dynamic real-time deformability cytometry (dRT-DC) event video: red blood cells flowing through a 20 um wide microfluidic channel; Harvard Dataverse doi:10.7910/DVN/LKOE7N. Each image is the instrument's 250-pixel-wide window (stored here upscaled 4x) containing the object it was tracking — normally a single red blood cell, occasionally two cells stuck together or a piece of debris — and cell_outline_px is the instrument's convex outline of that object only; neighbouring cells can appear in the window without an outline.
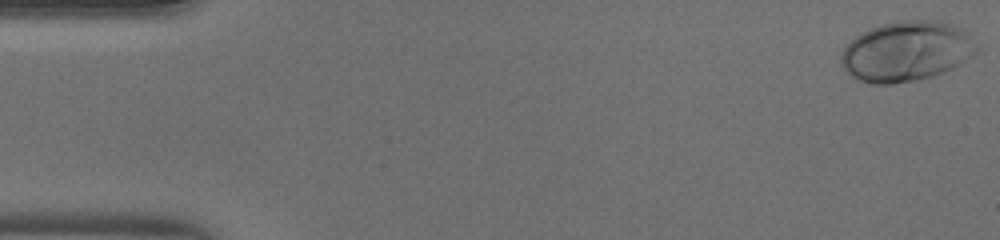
{"species": "human", "species_latin": "Homo sapiens", "temperature_condition": "warm", "stored_images_in_passage": 41, "camera_frame_rate_fps": 3000, "um_per_image_px": 0.085, "donor": {"sex": "male"}, "frame": {"image": 1, "passage_image": 1, "time_ms": 0.0, "image_size_px": [1000, 240], "cell_outline_px": [[976, 52], [972, 56], [960, 64], [944, 72], [932, 76], [916, 80], [892, 84], [872, 84], [856, 80], [848, 76], [844, 72], [840, 64], [840, 56], [844, 48], [860, 32], [880, 24], [900, 20], [940, 20], [964, 28], [976, 48]], "centroid_in_image_um": [76.99, 4.37], "position_along_channel_um": 8.0, "area_um2": 47.92}}
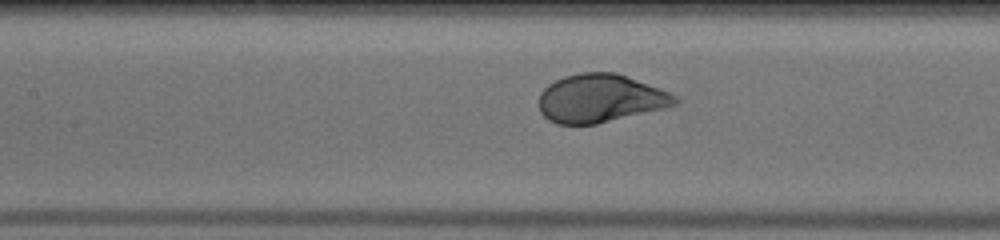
{"frame": {"image": 2, "passage_image": 21, "time_ms": 6.667, "image_size_px": [1000, 240], "cell_outline_px": [[680, 100], [676, 104], [664, 108], [596, 124], [556, 124], [548, 120], [540, 112], [540, 92], [548, 84], [564, 76], [580, 72], [616, 72], [660, 88], [676, 96]], "centroid_in_image_um": [51.01, 8.35], "position_along_channel_um": 156.4, "area_um2": 38.21}}
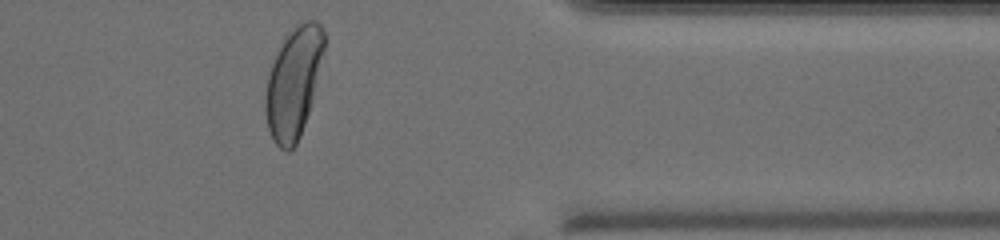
{"frame": {"image": 3, "passage_image": 38, "time_ms": 12.333, "image_size_px": [1000, 240], "cell_outline_px": [[324, 48], [308, 112], [300, 136], [296, 144], [288, 152], [284, 152], [276, 144], [268, 128], [264, 108], [264, 96], [268, 76], [272, 60], [284, 40], [292, 28], [296, 24], [304, 20], [316, 20], [320, 24], [324, 32]], "centroid_in_image_um": [24.92, 7.02], "position_along_channel_um": 386.5, "area_um2": 37.28}}